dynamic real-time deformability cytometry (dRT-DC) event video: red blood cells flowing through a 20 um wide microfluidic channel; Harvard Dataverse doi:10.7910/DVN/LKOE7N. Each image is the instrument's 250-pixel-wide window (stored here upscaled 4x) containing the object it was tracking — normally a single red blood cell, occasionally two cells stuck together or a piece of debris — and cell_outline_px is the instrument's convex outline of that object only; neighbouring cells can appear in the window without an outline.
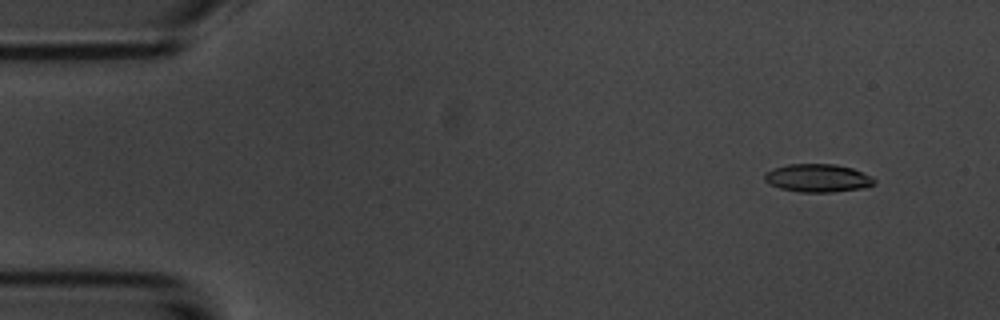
{"species": "common noctule bat (a hibernating species)", "species_latin": "Nyctalus noctula", "temperature_condition": "room temperature", "stored_images_in_passage": 54, "camera_frame_rate_fps": 3000, "um_per_image_px": 0.085, "animal": {"sex": "male", "body_mass_g": 20.1, "forearm_length_mm": 53.5}, "frame": {"image": 1, "passage_image": 5, "time_ms": 1.333, "image_size_px": [1000, 320], "cell_outline_px": [[876, 184], [864, 188], [832, 192], [800, 192], [780, 188], [768, 184], [764, 180], [764, 172], [772, 168], [788, 164], [836, 164], [852, 168], [872, 176], [876, 180]], "centroid_in_image_um": [69.5, 15.13], "position_along_channel_um": 15.5, "area_um2": 18.21}}
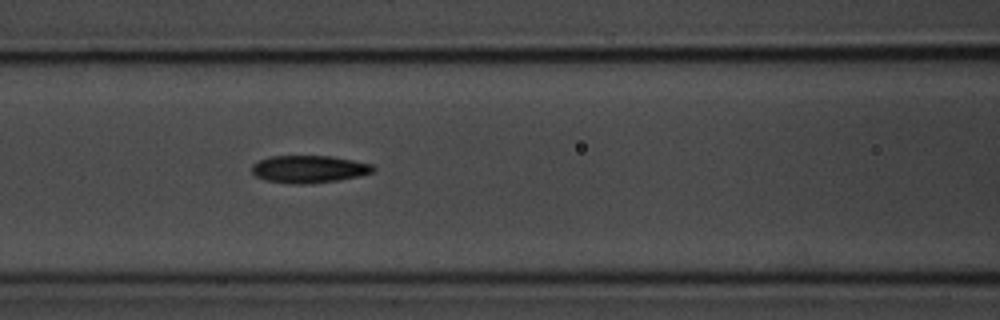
{"frame": {"image": 2, "passage_image": 23, "time_ms": 7.333, "image_size_px": [1000, 320], "cell_outline_px": [[376, 168], [372, 172], [360, 176], [336, 180], [308, 184], [292, 184], [264, 180], [256, 176], [252, 172], [252, 164], [260, 160], [272, 156], [332, 156], [372, 164]], "centroid_in_image_um": [26.26, 14.38], "position_along_channel_um": 140.3, "area_um2": 19.36}}
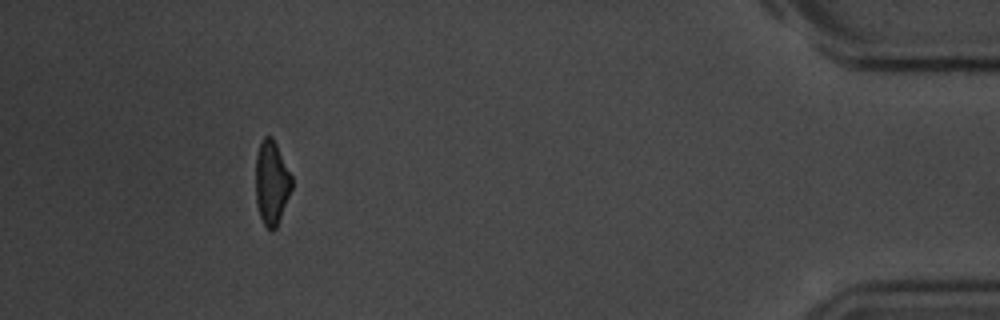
{"frame": {"image": 3, "passage_image": 50, "time_ms": 16.333, "image_size_px": [1000, 320], "cell_outline_px": [[292, 188], [276, 228], [272, 232], [264, 224], [260, 216], [256, 204], [256, 156], [260, 140], [264, 136], [272, 136], [292, 176]], "centroid_in_image_um": [23.08, 15.51], "position_along_channel_um": 412.1, "area_um2": 17.63}, "authors_computed_cell_mechanics": {"area_um2": 18.8428, "velocity_mm_per_s": 3.7089, "shape_relaxation_time_tau1_ms": 3.8601, "shape_relaxation_time_tau2_ms": 4.3986, "deformation_change_tau1": 0.1617, "deformation_change_tau2": 0.1096}}